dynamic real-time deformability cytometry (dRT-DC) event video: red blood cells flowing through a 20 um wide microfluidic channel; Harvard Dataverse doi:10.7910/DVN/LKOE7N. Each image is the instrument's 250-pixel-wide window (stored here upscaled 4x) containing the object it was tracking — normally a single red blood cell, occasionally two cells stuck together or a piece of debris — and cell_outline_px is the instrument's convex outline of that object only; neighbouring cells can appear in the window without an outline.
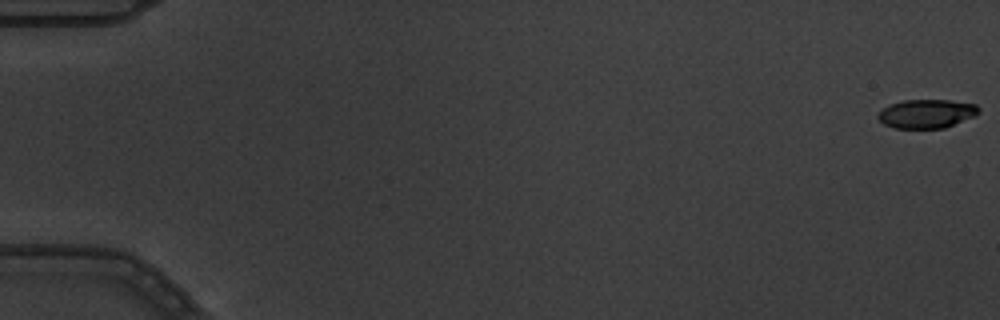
{"species": "common noctule bat (a hibernating species)", "species_latin": "Nyctalus noctula", "temperature_condition": "warm", "stored_images_in_passage": 4, "camera_frame_rate_fps": 3000, "um_per_image_px": 0.085, "animal": {"sex": "male", "body_mass_g": 19.5, "forearm_length_mm": 54.6}, "frame": {"image": 1, "passage_image": 1, "time_ms": 0.0, "image_size_px": [1000, 320], "cell_outline_px": [[980, 112], [976, 116], [944, 128], [896, 128], [884, 124], [876, 116], [888, 104], [904, 100], [948, 100], [976, 104], [980, 108]], "centroid_in_image_um": [78.79, 9.66], "position_along_channel_um": 6.2, "area_um2": 16.94}}